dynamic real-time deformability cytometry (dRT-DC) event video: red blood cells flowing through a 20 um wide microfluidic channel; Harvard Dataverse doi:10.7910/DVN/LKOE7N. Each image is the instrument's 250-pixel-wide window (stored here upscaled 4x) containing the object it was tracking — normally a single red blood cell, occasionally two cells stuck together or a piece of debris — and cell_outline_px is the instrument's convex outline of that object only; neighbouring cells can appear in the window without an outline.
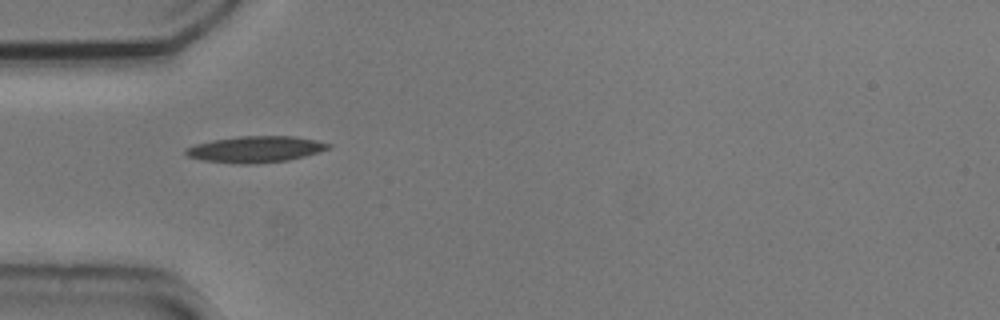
{"species": "common noctule bat (a hibernating species)", "species_latin": "Nyctalus noctula", "temperature_condition": "cold", "stored_images_in_passage": 39, "camera_frame_rate_fps": 3000, "um_per_image_px": 0.085, "animal": {"sex": "male", "body_mass_g": 20.5, "forearm_length_mm": 52.5}, "frame": {"image": 1, "passage_image": 1, "time_ms": 0.0, "image_size_px": [1000, 320], "cell_outline_px": [[332, 148], [304, 156], [288, 160], [248, 164], [240, 164], [200, 160], [188, 156], [184, 152], [184, 148], [196, 144], [212, 140], [240, 136], [292, 136], [316, 140], [332, 144]], "centroid_in_image_um": [21.71, 12.68], "position_along_channel_um": 63.3, "area_um2": 21.85}}
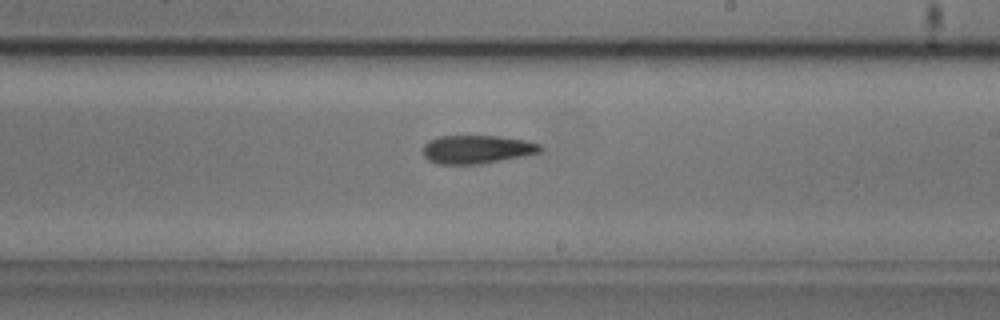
{"frame": {"image": 2, "passage_image": 16, "time_ms": 5.0, "image_size_px": [1000, 320], "cell_outline_px": [[544, 148], [540, 152], [524, 156], [480, 164], [436, 164], [428, 160], [424, 156], [424, 144], [428, 140], [440, 136], [500, 136], [528, 140], [540, 144]], "centroid_in_image_um": [40.56, 12.69], "position_along_channel_um": 248.4, "area_um2": 19.59}}
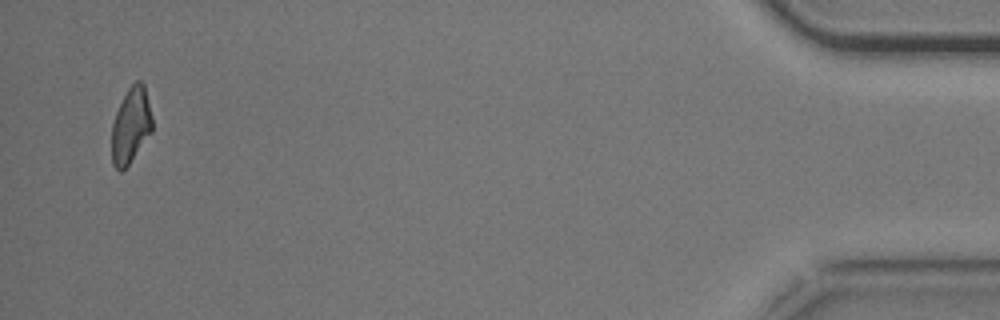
{"frame": {"image": 3, "passage_image": 37, "time_ms": 12.0, "image_size_px": [1000, 320], "cell_outline_px": [[152, 132], [128, 164], [120, 172], [112, 164], [112, 124], [116, 112], [128, 88], [136, 80], [140, 80], [144, 84], [152, 116]], "centroid_in_image_um": [11.13, 10.65], "position_along_channel_um": 424.1, "area_um2": 17.69}, "authors_computed_cell_mechanics": {"area_um2": 19.5364, "velocity_mm_per_s": 3.7144, "shape_relaxation_time_tau1_ms": 8.0925, "shape_relaxation_time_tau2_ms": 5.6429, "deformation_change_tau1": 0.2039, "deformation_change_tau2": 0.161}}